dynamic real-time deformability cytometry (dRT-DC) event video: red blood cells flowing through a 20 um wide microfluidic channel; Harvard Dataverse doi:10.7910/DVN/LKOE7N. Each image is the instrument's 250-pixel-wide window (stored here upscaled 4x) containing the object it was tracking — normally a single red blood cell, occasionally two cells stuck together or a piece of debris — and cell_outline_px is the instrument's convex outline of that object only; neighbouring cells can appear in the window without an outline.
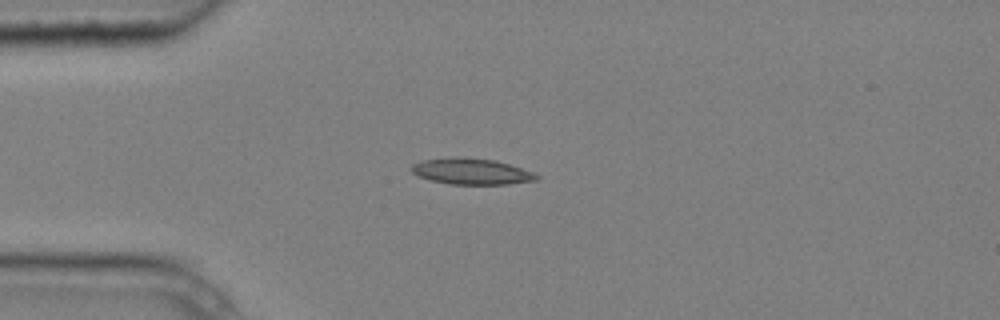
{"species": "common noctule bat (a hibernating species)", "species_latin": "Nyctalus noctula", "temperature_condition": "cold", "stored_images_in_passage": 6, "camera_frame_rate_fps": 3000, "um_per_image_px": 0.085, "animal": {"sex": "male", "body_mass_g": 20.4}, "frame": {"image": 1, "passage_image": 4, "time_ms": 1.0, "image_size_px": [1000, 320], "cell_outline_px": [[540, 176], [536, 180], [508, 184], [448, 184], [428, 180], [416, 176], [408, 168], [412, 164], [420, 160], [456, 156], [464, 156], [496, 160], [532, 172]], "centroid_in_image_um": [39.97, 14.56], "position_along_channel_um": 45.0, "area_um2": 19.36}}